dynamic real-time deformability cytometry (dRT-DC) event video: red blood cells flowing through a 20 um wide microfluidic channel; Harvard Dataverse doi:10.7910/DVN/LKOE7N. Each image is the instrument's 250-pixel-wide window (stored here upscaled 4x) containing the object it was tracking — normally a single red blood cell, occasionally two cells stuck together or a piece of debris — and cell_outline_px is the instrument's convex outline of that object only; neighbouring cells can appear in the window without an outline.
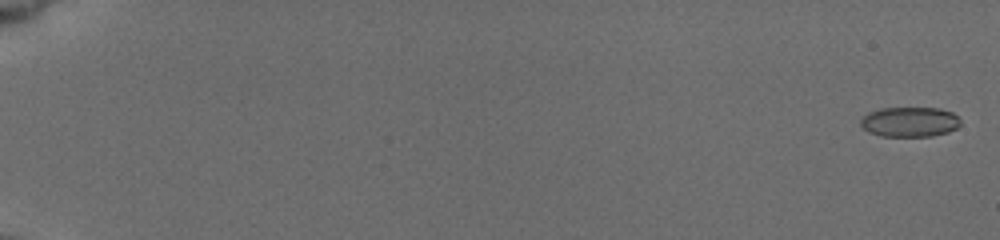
{"species": "common noctule bat (a hibernating species)", "species_latin": "Nyctalus noctula", "temperature_condition": "cold", "stored_images_in_passage": 57, "camera_frame_rate_fps": 3000, "um_per_image_px": 0.085, "animal": {"sex": "female", "body_mass_g": 19.5, "forearm_length_mm": 54.1}, "frame": {"image": 1, "passage_image": 2, "time_ms": 0.333, "image_size_px": [1000, 240], "cell_outline_px": [[960, 124], [956, 128], [948, 132], [932, 136], [880, 136], [868, 132], [860, 124], [860, 120], [868, 112], [880, 108], [940, 108], [952, 112], [960, 120]], "centroid_in_image_um": [77.31, 10.36], "position_along_channel_um": 7.7, "area_um2": 17.46}}
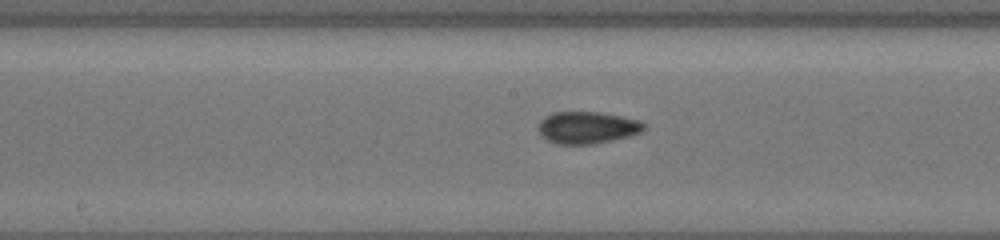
{"frame": {"image": 2, "passage_image": 33, "time_ms": 10.667, "image_size_px": [1000, 240], "cell_outline_px": [[644, 128], [640, 132], [628, 136], [612, 140], [592, 144], [556, 144], [548, 140], [540, 132], [540, 120], [544, 116], [552, 112], [600, 112], [640, 120], [644, 124]], "centroid_in_image_um": [49.91, 10.83], "position_along_channel_um": 198.3, "area_um2": 19.48}}
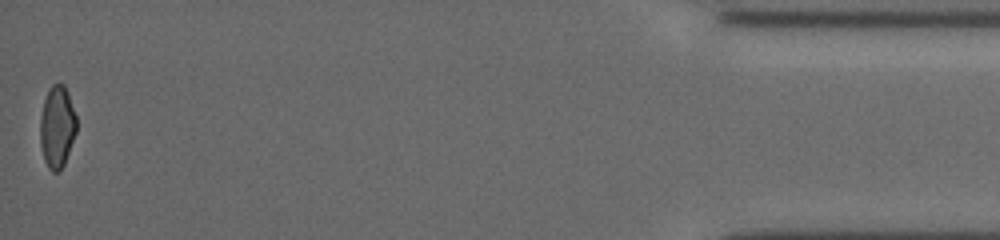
{"frame": {"image": 3, "passage_image": 57, "time_ms": 18.667, "image_size_px": [1000, 240], "cell_outline_px": [[76, 132], [64, 164], [60, 172], [52, 172], [48, 168], [44, 160], [40, 144], [40, 116], [44, 100], [48, 88], [52, 84], [64, 84], [68, 92], [76, 116]], "centroid_in_image_um": [4.84, 10.78], "position_along_channel_um": 430.4, "area_um2": 17.51}, "authors_computed_cell_mechanics": {"area_um2": 18.3226, "velocity_mm_per_s": 3.8439, "shape_relaxation_time_tau1_ms": null, "shape_relaxation_time_tau2_ms": 1.9081, "deformation_change_tau1": null, "deformation_change_tau2": 0.0659}}